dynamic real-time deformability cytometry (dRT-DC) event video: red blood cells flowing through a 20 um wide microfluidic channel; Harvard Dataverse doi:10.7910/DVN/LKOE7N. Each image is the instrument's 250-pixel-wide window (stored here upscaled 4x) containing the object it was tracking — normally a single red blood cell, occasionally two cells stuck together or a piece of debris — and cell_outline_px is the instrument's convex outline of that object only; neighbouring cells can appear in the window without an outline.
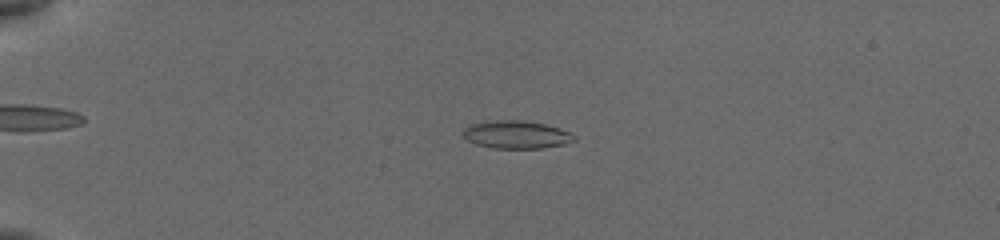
{"species": "common noctule bat (a hibernating species)", "species_latin": "Nyctalus noctula", "temperature_condition": "cold", "stored_images_in_passage": 30, "camera_frame_rate_fps": 3000, "um_per_image_px": 0.085, "animal": {"sex": "female", "body_mass_g": 19.5, "forearm_length_mm": 54.1}, "frame": {"image": 1, "passage_image": 12, "time_ms": 4.667, "image_size_px": [1000, 240], "cell_outline_px": [[576, 140], [564, 144], [544, 148], [492, 148], [476, 144], [468, 140], [460, 132], [468, 124], [492, 120], [524, 120], [544, 124], [560, 128], [576, 136]], "centroid_in_image_um": [43.86, 11.43], "position_along_channel_um": 41.1, "area_um2": 18.21}}
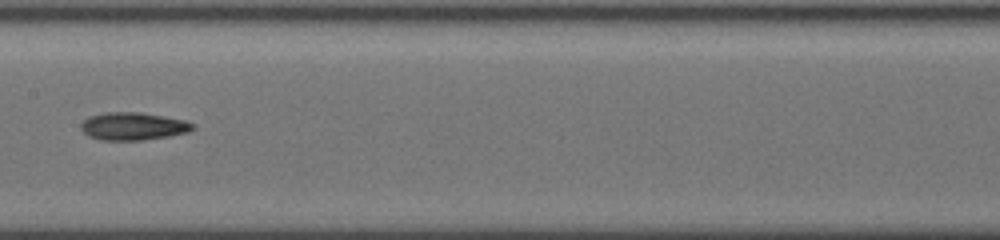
{"frame": {"image": 2, "passage_image": 23, "time_ms": 10.0, "image_size_px": [1000, 240], "cell_outline_px": [[196, 128], [188, 132], [168, 136], [144, 140], [100, 140], [88, 136], [80, 128], [80, 124], [88, 116], [108, 112], [140, 112], [184, 120], [196, 124]], "centroid_in_image_um": [11.31, 10.73], "position_along_channel_um": 196.1, "area_um2": 18.15}}
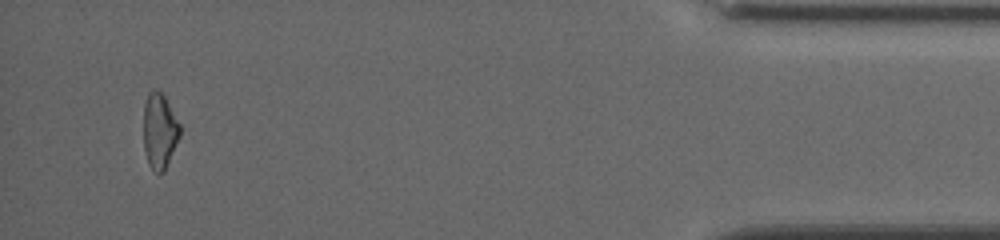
{"frame": {"image": 3, "passage_image": 30, "time_ms": 17.333, "image_size_px": [1000, 240], "cell_outline_px": [[180, 136], [164, 172], [156, 172], [148, 164], [144, 148], [144, 104], [148, 92], [152, 88], [156, 88], [164, 96], [180, 124]], "centroid_in_image_um": [13.56, 11.1], "position_along_channel_um": 421.6, "area_um2": 15.95}, "authors_computed_cell_mechanics": {"area_um2": 18.1492, "velocity_mm_per_s": 3.9013, "shape_relaxation_time_tau1_ms": 4.0476, "shape_relaxation_time_tau2_ms": 7.5234, "deformation_change_tau1": 0.1169, "deformation_change_tau2": 0.1817}}